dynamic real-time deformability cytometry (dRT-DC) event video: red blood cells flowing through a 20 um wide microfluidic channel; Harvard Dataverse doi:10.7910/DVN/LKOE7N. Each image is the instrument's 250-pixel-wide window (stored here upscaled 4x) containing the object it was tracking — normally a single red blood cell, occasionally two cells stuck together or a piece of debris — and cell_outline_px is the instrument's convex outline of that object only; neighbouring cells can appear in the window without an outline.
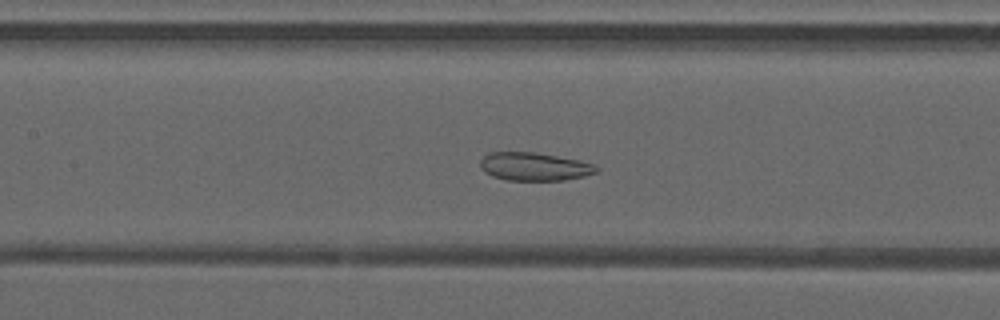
{"species": "common noctule bat (a hibernating species)", "species_latin": "Nyctalus noctula", "temperature_condition": "warm", "stored_images_in_passage": 47, "camera_frame_rate_fps": 3000, "um_per_image_px": 0.085, "animal": {"sex": "male", "forearm_length_mm": 52.5}, "frame": {"image": 1, "passage_image": 21, "time_ms": 6.667, "image_size_px": [1000, 320], "cell_outline_px": [[600, 168], [596, 172], [584, 176], [564, 180], [508, 180], [492, 176], [484, 172], [480, 168], [480, 160], [488, 152], [536, 152], [580, 160], [596, 164]], "centroid_in_image_um": [45.42, 14.15], "position_along_channel_um": 162.0, "area_um2": 19.25}}
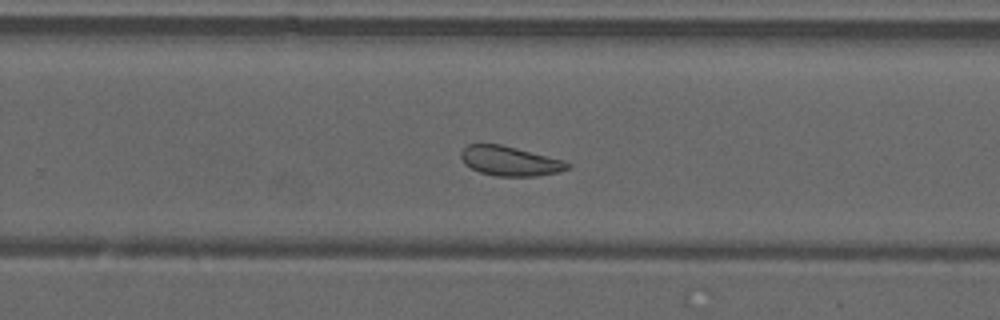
{"frame": {"image": 2, "passage_image": 30, "time_ms": 9.667, "image_size_px": [1000, 320], "cell_outline_px": [[572, 168], [556, 172], [536, 176], [496, 176], [480, 172], [464, 164], [460, 156], [460, 152], [468, 144], [500, 144], [564, 160], [572, 164]], "centroid_in_image_um": [43.35, 13.69], "position_along_channel_um": 286.5, "area_um2": 18.32}}
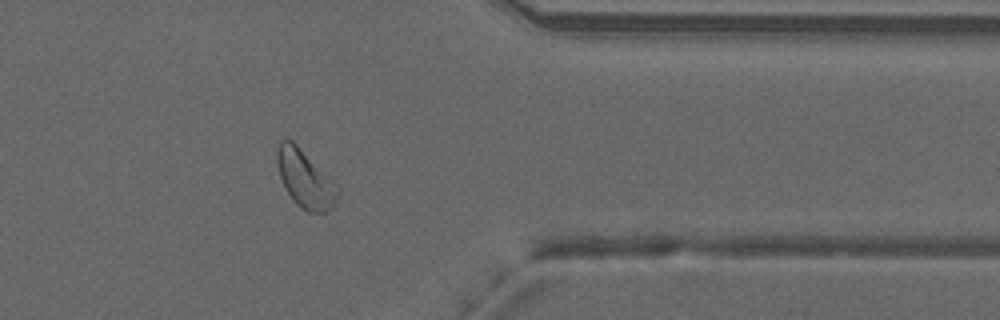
{"frame": {"image": 3, "passage_image": 38, "time_ms": 12.333, "image_size_px": [1000, 320], "cell_outline_px": [[340, 192], [332, 208], [324, 212], [308, 212], [300, 208], [292, 200], [284, 188], [280, 176], [276, 160], [276, 148], [280, 140], [284, 136], [292, 140], [340, 188]], "centroid_in_image_um": [25.9, 15.2], "position_along_channel_um": 385.5, "area_um2": 20.46}, "authors_computed_cell_mechanics": {"area_um2": 21.3282, "velocity_mm_per_s": 4.175, "shape_relaxation_time_tau1_ms": null, "shape_relaxation_time_tau2_ms": 6.3734, "deformation_change_tau1": null, "deformation_change_tau2": 0.1322}}